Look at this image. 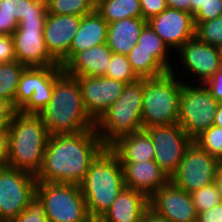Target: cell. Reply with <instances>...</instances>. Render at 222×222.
I'll list each match as a JSON object with an SVG mask.
<instances>
[{"mask_svg": "<svg viewBox=\"0 0 222 222\" xmlns=\"http://www.w3.org/2000/svg\"><path fill=\"white\" fill-rule=\"evenodd\" d=\"M105 148L95 129L51 135L36 176L37 182L79 185Z\"/></svg>", "mask_w": 222, "mask_h": 222, "instance_id": "6da1fadb", "label": "cell"}, {"mask_svg": "<svg viewBox=\"0 0 222 222\" xmlns=\"http://www.w3.org/2000/svg\"><path fill=\"white\" fill-rule=\"evenodd\" d=\"M38 115L50 136L95 129V121L86 111L77 79L65 72L55 80L52 98Z\"/></svg>", "mask_w": 222, "mask_h": 222, "instance_id": "7a4b0ae2", "label": "cell"}, {"mask_svg": "<svg viewBox=\"0 0 222 222\" xmlns=\"http://www.w3.org/2000/svg\"><path fill=\"white\" fill-rule=\"evenodd\" d=\"M8 126L9 143L6 165L37 176L50 136L41 117L17 111Z\"/></svg>", "mask_w": 222, "mask_h": 222, "instance_id": "3957f363", "label": "cell"}, {"mask_svg": "<svg viewBox=\"0 0 222 222\" xmlns=\"http://www.w3.org/2000/svg\"><path fill=\"white\" fill-rule=\"evenodd\" d=\"M79 186L90 218L100 219L125 187L123 167L109 147L92 162Z\"/></svg>", "mask_w": 222, "mask_h": 222, "instance_id": "277c9868", "label": "cell"}, {"mask_svg": "<svg viewBox=\"0 0 222 222\" xmlns=\"http://www.w3.org/2000/svg\"><path fill=\"white\" fill-rule=\"evenodd\" d=\"M142 102L143 79H138L126 84L119 98L95 122V130L106 147L143 129Z\"/></svg>", "mask_w": 222, "mask_h": 222, "instance_id": "5b68a950", "label": "cell"}, {"mask_svg": "<svg viewBox=\"0 0 222 222\" xmlns=\"http://www.w3.org/2000/svg\"><path fill=\"white\" fill-rule=\"evenodd\" d=\"M182 85L183 82L171 71L143 79V129L177 123Z\"/></svg>", "mask_w": 222, "mask_h": 222, "instance_id": "8992f818", "label": "cell"}, {"mask_svg": "<svg viewBox=\"0 0 222 222\" xmlns=\"http://www.w3.org/2000/svg\"><path fill=\"white\" fill-rule=\"evenodd\" d=\"M36 196L49 222H87L86 201L77 184L37 182Z\"/></svg>", "mask_w": 222, "mask_h": 222, "instance_id": "52a82bcc", "label": "cell"}, {"mask_svg": "<svg viewBox=\"0 0 222 222\" xmlns=\"http://www.w3.org/2000/svg\"><path fill=\"white\" fill-rule=\"evenodd\" d=\"M174 55L171 72L183 83L204 84L221 67L217 46L200 42L196 37L185 42Z\"/></svg>", "mask_w": 222, "mask_h": 222, "instance_id": "ba28073f", "label": "cell"}, {"mask_svg": "<svg viewBox=\"0 0 222 222\" xmlns=\"http://www.w3.org/2000/svg\"><path fill=\"white\" fill-rule=\"evenodd\" d=\"M219 102L204 84L183 83L179 97L177 124L193 140L213 126Z\"/></svg>", "mask_w": 222, "mask_h": 222, "instance_id": "9c48e42d", "label": "cell"}, {"mask_svg": "<svg viewBox=\"0 0 222 222\" xmlns=\"http://www.w3.org/2000/svg\"><path fill=\"white\" fill-rule=\"evenodd\" d=\"M36 176L14 169L0 167V222H11L36 195Z\"/></svg>", "mask_w": 222, "mask_h": 222, "instance_id": "30bf717a", "label": "cell"}, {"mask_svg": "<svg viewBox=\"0 0 222 222\" xmlns=\"http://www.w3.org/2000/svg\"><path fill=\"white\" fill-rule=\"evenodd\" d=\"M221 164L220 160L192 141L170 181L187 193H192L214 183Z\"/></svg>", "mask_w": 222, "mask_h": 222, "instance_id": "8fae6325", "label": "cell"}, {"mask_svg": "<svg viewBox=\"0 0 222 222\" xmlns=\"http://www.w3.org/2000/svg\"><path fill=\"white\" fill-rule=\"evenodd\" d=\"M145 130L154 144V161L170 178L193 140L177 123L152 126Z\"/></svg>", "mask_w": 222, "mask_h": 222, "instance_id": "7c38bea8", "label": "cell"}, {"mask_svg": "<svg viewBox=\"0 0 222 222\" xmlns=\"http://www.w3.org/2000/svg\"><path fill=\"white\" fill-rule=\"evenodd\" d=\"M45 22H19L12 34L17 61L27 67L59 65L49 54L44 40Z\"/></svg>", "mask_w": 222, "mask_h": 222, "instance_id": "4fadbf2b", "label": "cell"}, {"mask_svg": "<svg viewBox=\"0 0 222 222\" xmlns=\"http://www.w3.org/2000/svg\"><path fill=\"white\" fill-rule=\"evenodd\" d=\"M86 111L96 122L119 98L127 83L120 80L92 76H76Z\"/></svg>", "mask_w": 222, "mask_h": 222, "instance_id": "5bb4252c", "label": "cell"}, {"mask_svg": "<svg viewBox=\"0 0 222 222\" xmlns=\"http://www.w3.org/2000/svg\"><path fill=\"white\" fill-rule=\"evenodd\" d=\"M147 23L173 53L185 42L195 38L194 17L186 11L167 7L147 20Z\"/></svg>", "mask_w": 222, "mask_h": 222, "instance_id": "9a60e30c", "label": "cell"}, {"mask_svg": "<svg viewBox=\"0 0 222 222\" xmlns=\"http://www.w3.org/2000/svg\"><path fill=\"white\" fill-rule=\"evenodd\" d=\"M149 208L170 222H196L197 212L190 193L170 180L149 198Z\"/></svg>", "mask_w": 222, "mask_h": 222, "instance_id": "2e32d148", "label": "cell"}, {"mask_svg": "<svg viewBox=\"0 0 222 222\" xmlns=\"http://www.w3.org/2000/svg\"><path fill=\"white\" fill-rule=\"evenodd\" d=\"M81 16L47 14L44 23V40L49 54L63 67L68 62V52L78 31Z\"/></svg>", "mask_w": 222, "mask_h": 222, "instance_id": "e0dca14e", "label": "cell"}, {"mask_svg": "<svg viewBox=\"0 0 222 222\" xmlns=\"http://www.w3.org/2000/svg\"><path fill=\"white\" fill-rule=\"evenodd\" d=\"M125 187L142 192L148 198L163 187L169 176L154 160L146 162H121Z\"/></svg>", "mask_w": 222, "mask_h": 222, "instance_id": "ac0fdd59", "label": "cell"}, {"mask_svg": "<svg viewBox=\"0 0 222 222\" xmlns=\"http://www.w3.org/2000/svg\"><path fill=\"white\" fill-rule=\"evenodd\" d=\"M112 50L106 43L77 52L64 66L66 74L76 76H106L112 57Z\"/></svg>", "mask_w": 222, "mask_h": 222, "instance_id": "d6986e66", "label": "cell"}, {"mask_svg": "<svg viewBox=\"0 0 222 222\" xmlns=\"http://www.w3.org/2000/svg\"><path fill=\"white\" fill-rule=\"evenodd\" d=\"M149 208V198L140 191L124 187L110 208L100 218L102 222H141Z\"/></svg>", "mask_w": 222, "mask_h": 222, "instance_id": "ffe728a7", "label": "cell"}, {"mask_svg": "<svg viewBox=\"0 0 222 222\" xmlns=\"http://www.w3.org/2000/svg\"><path fill=\"white\" fill-rule=\"evenodd\" d=\"M108 23L94 9L91 13L83 16L79 24L69 52L68 61L77 53L106 43Z\"/></svg>", "mask_w": 222, "mask_h": 222, "instance_id": "44dd1931", "label": "cell"}, {"mask_svg": "<svg viewBox=\"0 0 222 222\" xmlns=\"http://www.w3.org/2000/svg\"><path fill=\"white\" fill-rule=\"evenodd\" d=\"M120 162H146L154 160V144L145 129L120 137L109 147Z\"/></svg>", "mask_w": 222, "mask_h": 222, "instance_id": "7402d4cb", "label": "cell"}, {"mask_svg": "<svg viewBox=\"0 0 222 222\" xmlns=\"http://www.w3.org/2000/svg\"><path fill=\"white\" fill-rule=\"evenodd\" d=\"M146 24L143 18H126L109 23L106 44L113 53L127 55L137 44Z\"/></svg>", "mask_w": 222, "mask_h": 222, "instance_id": "603a6c76", "label": "cell"}, {"mask_svg": "<svg viewBox=\"0 0 222 222\" xmlns=\"http://www.w3.org/2000/svg\"><path fill=\"white\" fill-rule=\"evenodd\" d=\"M64 72L60 65L39 67V87L34 89L30 101L20 110L24 114L38 115L52 98L55 80Z\"/></svg>", "mask_w": 222, "mask_h": 222, "instance_id": "cb8c5ba5", "label": "cell"}, {"mask_svg": "<svg viewBox=\"0 0 222 222\" xmlns=\"http://www.w3.org/2000/svg\"><path fill=\"white\" fill-rule=\"evenodd\" d=\"M0 12L13 16L17 22H45L46 0H0Z\"/></svg>", "mask_w": 222, "mask_h": 222, "instance_id": "d4e9b609", "label": "cell"}, {"mask_svg": "<svg viewBox=\"0 0 222 222\" xmlns=\"http://www.w3.org/2000/svg\"><path fill=\"white\" fill-rule=\"evenodd\" d=\"M95 10L108 24L126 18H142L140 0H95Z\"/></svg>", "mask_w": 222, "mask_h": 222, "instance_id": "484cf974", "label": "cell"}, {"mask_svg": "<svg viewBox=\"0 0 222 222\" xmlns=\"http://www.w3.org/2000/svg\"><path fill=\"white\" fill-rule=\"evenodd\" d=\"M136 49H144L145 51L151 52L168 71L172 70L174 53L148 23L144 26L137 39Z\"/></svg>", "mask_w": 222, "mask_h": 222, "instance_id": "4316f807", "label": "cell"}, {"mask_svg": "<svg viewBox=\"0 0 222 222\" xmlns=\"http://www.w3.org/2000/svg\"><path fill=\"white\" fill-rule=\"evenodd\" d=\"M127 58L139 79L154 78L169 72L151 52L136 49V45L127 54Z\"/></svg>", "mask_w": 222, "mask_h": 222, "instance_id": "83f0119b", "label": "cell"}, {"mask_svg": "<svg viewBox=\"0 0 222 222\" xmlns=\"http://www.w3.org/2000/svg\"><path fill=\"white\" fill-rule=\"evenodd\" d=\"M26 68L17 60L0 63V98L9 100L14 108L18 84Z\"/></svg>", "mask_w": 222, "mask_h": 222, "instance_id": "f1b7e54d", "label": "cell"}, {"mask_svg": "<svg viewBox=\"0 0 222 222\" xmlns=\"http://www.w3.org/2000/svg\"><path fill=\"white\" fill-rule=\"evenodd\" d=\"M49 14L85 16L95 9V0H46Z\"/></svg>", "mask_w": 222, "mask_h": 222, "instance_id": "f546056e", "label": "cell"}, {"mask_svg": "<svg viewBox=\"0 0 222 222\" xmlns=\"http://www.w3.org/2000/svg\"><path fill=\"white\" fill-rule=\"evenodd\" d=\"M39 87V67H27L21 75L15 95V109L20 111Z\"/></svg>", "mask_w": 222, "mask_h": 222, "instance_id": "4dcf8cb0", "label": "cell"}, {"mask_svg": "<svg viewBox=\"0 0 222 222\" xmlns=\"http://www.w3.org/2000/svg\"><path fill=\"white\" fill-rule=\"evenodd\" d=\"M193 142L222 162V127L211 126L196 136Z\"/></svg>", "mask_w": 222, "mask_h": 222, "instance_id": "1f68e13d", "label": "cell"}, {"mask_svg": "<svg viewBox=\"0 0 222 222\" xmlns=\"http://www.w3.org/2000/svg\"><path fill=\"white\" fill-rule=\"evenodd\" d=\"M195 37L203 43L218 46L222 43V15L209 21L194 22Z\"/></svg>", "mask_w": 222, "mask_h": 222, "instance_id": "d6a6232c", "label": "cell"}, {"mask_svg": "<svg viewBox=\"0 0 222 222\" xmlns=\"http://www.w3.org/2000/svg\"><path fill=\"white\" fill-rule=\"evenodd\" d=\"M105 77L120 80L127 84L133 83L139 79L133 72L127 55L116 53L112 54Z\"/></svg>", "mask_w": 222, "mask_h": 222, "instance_id": "836d02e7", "label": "cell"}, {"mask_svg": "<svg viewBox=\"0 0 222 222\" xmlns=\"http://www.w3.org/2000/svg\"><path fill=\"white\" fill-rule=\"evenodd\" d=\"M190 194L197 213L211 209L222 202L215 183L204 186Z\"/></svg>", "mask_w": 222, "mask_h": 222, "instance_id": "e575fe53", "label": "cell"}, {"mask_svg": "<svg viewBox=\"0 0 222 222\" xmlns=\"http://www.w3.org/2000/svg\"><path fill=\"white\" fill-rule=\"evenodd\" d=\"M11 222H49L45 214L43 203L35 195L29 202L25 210H23Z\"/></svg>", "mask_w": 222, "mask_h": 222, "instance_id": "d590c367", "label": "cell"}, {"mask_svg": "<svg viewBox=\"0 0 222 222\" xmlns=\"http://www.w3.org/2000/svg\"><path fill=\"white\" fill-rule=\"evenodd\" d=\"M222 15V0H202V8L193 16L194 22L209 21Z\"/></svg>", "mask_w": 222, "mask_h": 222, "instance_id": "8d00e7d4", "label": "cell"}, {"mask_svg": "<svg viewBox=\"0 0 222 222\" xmlns=\"http://www.w3.org/2000/svg\"><path fill=\"white\" fill-rule=\"evenodd\" d=\"M140 5L142 18L146 21L160 14L168 7L166 0H140Z\"/></svg>", "mask_w": 222, "mask_h": 222, "instance_id": "74e56055", "label": "cell"}, {"mask_svg": "<svg viewBox=\"0 0 222 222\" xmlns=\"http://www.w3.org/2000/svg\"><path fill=\"white\" fill-rule=\"evenodd\" d=\"M17 60L12 35H0V63Z\"/></svg>", "mask_w": 222, "mask_h": 222, "instance_id": "f35d334b", "label": "cell"}, {"mask_svg": "<svg viewBox=\"0 0 222 222\" xmlns=\"http://www.w3.org/2000/svg\"><path fill=\"white\" fill-rule=\"evenodd\" d=\"M204 85L209 90L211 95L219 103H222V63L220 70L212 78L207 80Z\"/></svg>", "mask_w": 222, "mask_h": 222, "instance_id": "ab89813d", "label": "cell"}, {"mask_svg": "<svg viewBox=\"0 0 222 222\" xmlns=\"http://www.w3.org/2000/svg\"><path fill=\"white\" fill-rule=\"evenodd\" d=\"M197 214L198 222H222V202L211 209Z\"/></svg>", "mask_w": 222, "mask_h": 222, "instance_id": "60d3db41", "label": "cell"}, {"mask_svg": "<svg viewBox=\"0 0 222 222\" xmlns=\"http://www.w3.org/2000/svg\"><path fill=\"white\" fill-rule=\"evenodd\" d=\"M18 27L17 20L6 12H0V35H12Z\"/></svg>", "mask_w": 222, "mask_h": 222, "instance_id": "b9f144b4", "label": "cell"}, {"mask_svg": "<svg viewBox=\"0 0 222 222\" xmlns=\"http://www.w3.org/2000/svg\"><path fill=\"white\" fill-rule=\"evenodd\" d=\"M8 143H9V126L6 124L0 130V167L6 166L8 157Z\"/></svg>", "mask_w": 222, "mask_h": 222, "instance_id": "7bdbcfd3", "label": "cell"}, {"mask_svg": "<svg viewBox=\"0 0 222 222\" xmlns=\"http://www.w3.org/2000/svg\"><path fill=\"white\" fill-rule=\"evenodd\" d=\"M16 112L17 110L9 100L0 98V119L8 124Z\"/></svg>", "mask_w": 222, "mask_h": 222, "instance_id": "ee69618b", "label": "cell"}, {"mask_svg": "<svg viewBox=\"0 0 222 222\" xmlns=\"http://www.w3.org/2000/svg\"><path fill=\"white\" fill-rule=\"evenodd\" d=\"M191 0H166L168 8L182 10L190 13Z\"/></svg>", "mask_w": 222, "mask_h": 222, "instance_id": "f6af8a7d", "label": "cell"}, {"mask_svg": "<svg viewBox=\"0 0 222 222\" xmlns=\"http://www.w3.org/2000/svg\"><path fill=\"white\" fill-rule=\"evenodd\" d=\"M141 222H170L168 219L156 214L151 208H148L141 218Z\"/></svg>", "mask_w": 222, "mask_h": 222, "instance_id": "bcb514c9", "label": "cell"}, {"mask_svg": "<svg viewBox=\"0 0 222 222\" xmlns=\"http://www.w3.org/2000/svg\"><path fill=\"white\" fill-rule=\"evenodd\" d=\"M214 183L217 186L218 193L220 194V198L222 201V164L220 165Z\"/></svg>", "mask_w": 222, "mask_h": 222, "instance_id": "7dc6e473", "label": "cell"}, {"mask_svg": "<svg viewBox=\"0 0 222 222\" xmlns=\"http://www.w3.org/2000/svg\"><path fill=\"white\" fill-rule=\"evenodd\" d=\"M213 125L222 127V103H219L214 116Z\"/></svg>", "mask_w": 222, "mask_h": 222, "instance_id": "c3c4849f", "label": "cell"}, {"mask_svg": "<svg viewBox=\"0 0 222 222\" xmlns=\"http://www.w3.org/2000/svg\"><path fill=\"white\" fill-rule=\"evenodd\" d=\"M202 8V0L190 1V13L194 16Z\"/></svg>", "mask_w": 222, "mask_h": 222, "instance_id": "681fc988", "label": "cell"}, {"mask_svg": "<svg viewBox=\"0 0 222 222\" xmlns=\"http://www.w3.org/2000/svg\"><path fill=\"white\" fill-rule=\"evenodd\" d=\"M220 61L222 63V43L217 46Z\"/></svg>", "mask_w": 222, "mask_h": 222, "instance_id": "f907efd6", "label": "cell"}, {"mask_svg": "<svg viewBox=\"0 0 222 222\" xmlns=\"http://www.w3.org/2000/svg\"><path fill=\"white\" fill-rule=\"evenodd\" d=\"M6 125V123L0 119V130Z\"/></svg>", "mask_w": 222, "mask_h": 222, "instance_id": "816d5d0a", "label": "cell"}, {"mask_svg": "<svg viewBox=\"0 0 222 222\" xmlns=\"http://www.w3.org/2000/svg\"><path fill=\"white\" fill-rule=\"evenodd\" d=\"M87 222H96V219H90L89 221H87Z\"/></svg>", "mask_w": 222, "mask_h": 222, "instance_id": "f5cc1de1", "label": "cell"}]
</instances>
